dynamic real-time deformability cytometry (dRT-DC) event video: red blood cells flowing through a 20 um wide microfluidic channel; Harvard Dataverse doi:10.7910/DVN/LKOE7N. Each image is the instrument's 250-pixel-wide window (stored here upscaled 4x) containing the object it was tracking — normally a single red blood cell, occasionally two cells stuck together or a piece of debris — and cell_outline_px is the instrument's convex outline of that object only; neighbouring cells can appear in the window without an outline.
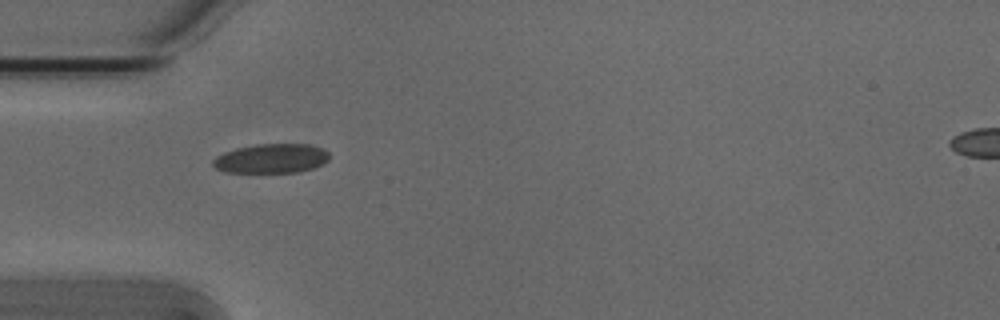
{"species": "Egyptian fruit bat (a non-hibernating species)", "species_latin": "Rousettus aegyptiacus", "temperature_condition": "cold", "stored_images_in_passage": 27, "camera_frame_rate_fps": 3000, "um_per_image_px": 0.085, "animal": {"sex": "male"}, "frame": {"image": 1, "passage_image": 1, "time_ms": 0.0, "image_size_px": [1000, 320], "cell_outline_px": [[328, 160], [324, 164], [312, 168], [296, 172], [224, 172], [216, 168], [212, 164], [212, 160], [216, 156], [224, 152], [236, 148], [256, 144], [308, 144], [320, 148], [328, 152]], "centroid_in_image_um": [23.03, 13.47], "position_along_channel_um": 62.0, "area_um2": 19.83}}
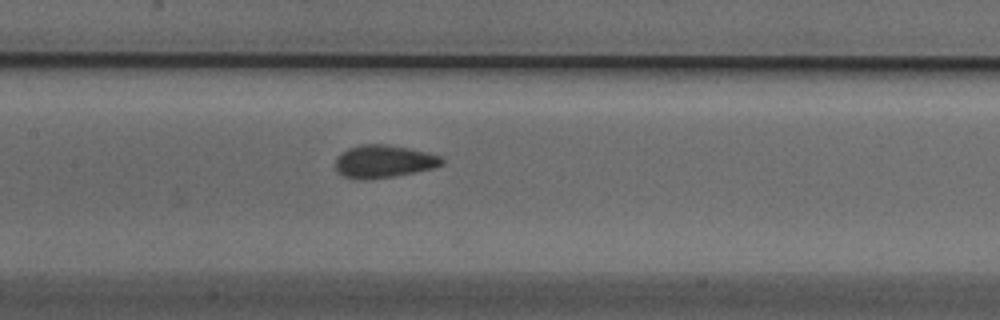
{"frame": {"image": 2, "passage_image": 10, "time_ms": 3.0, "image_size_px": [1000, 320], "cell_outline_px": [[444, 164], [432, 168], [392, 176], [364, 180], [356, 180], [344, 176], [336, 172], [336, 156], [340, 152], [348, 148], [360, 144], [388, 144], [428, 152], [440, 156], [444, 160]], "centroid_in_image_um": [32.57, 13.71], "position_along_channel_um": 174.8, "area_um2": 20.4}}
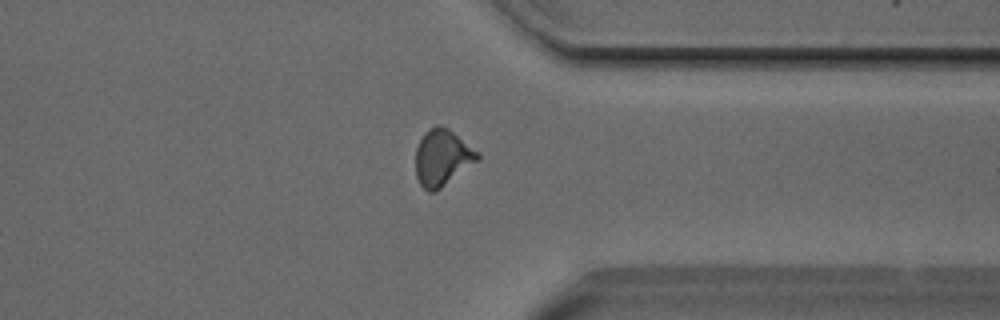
{"frame": {"image": 3, "passage_image": 26, "time_ms": 8.333, "image_size_px": [1000, 320], "cell_outline_px": [[480, 160], [436, 192], [428, 192], [420, 184], [416, 176], [416, 148], [424, 132], [436, 124], [448, 128], [480, 152]], "centroid_in_image_um": [37.62, 13.41], "position_along_channel_um": 373.8, "area_um2": 20.63}}